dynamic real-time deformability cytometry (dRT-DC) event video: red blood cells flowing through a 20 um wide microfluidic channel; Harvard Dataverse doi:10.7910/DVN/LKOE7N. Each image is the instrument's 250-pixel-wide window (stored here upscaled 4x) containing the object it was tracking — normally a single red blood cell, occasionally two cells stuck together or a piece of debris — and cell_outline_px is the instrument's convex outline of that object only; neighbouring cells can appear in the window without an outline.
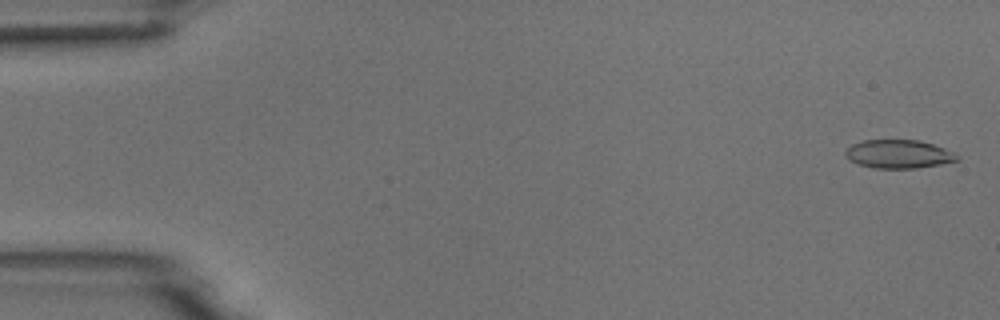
{"species": "common noctule bat (a hibernating species)", "species_latin": "Nyctalus noctula", "temperature_condition": "room temperature", "stored_images_in_passage": 55, "camera_frame_rate_fps": 3000, "um_per_image_px": 0.085, "animal": {"sex": "male", "body_mass_g": 18.8}, "frame": {"image": 1, "passage_image": 2, "time_ms": 0.333, "image_size_px": [1000, 320], "cell_outline_px": [[960, 160], [940, 164], [916, 168], [872, 168], [860, 164], [844, 156], [844, 152], [852, 144], [864, 140], [920, 140], [944, 148], [960, 156]], "centroid_in_image_um": [76.39, 13.09], "position_along_channel_um": 8.6, "area_um2": 18.44}}
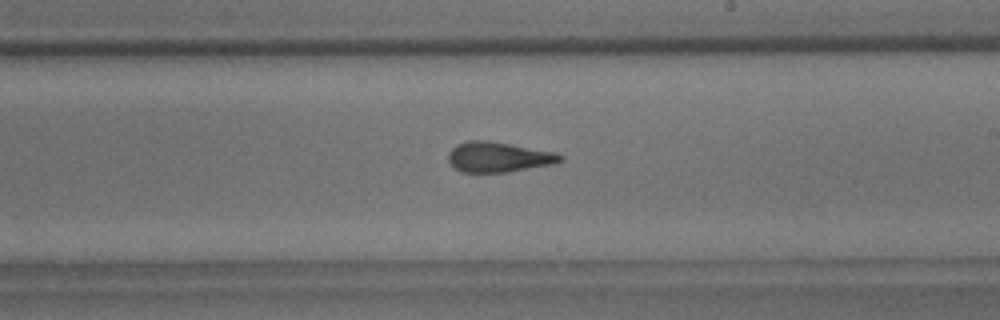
{"frame": {"image": 2, "passage_image": 32, "time_ms": 10.333, "image_size_px": [1000, 320], "cell_outline_px": [[564, 160], [552, 164], [508, 172], [460, 172], [448, 160], [448, 152], [456, 144], [468, 140], [488, 140], [556, 152], [564, 156]], "centroid_in_image_um": [42.37, 13.34], "position_along_channel_um": 246.6, "area_um2": 19.77}}
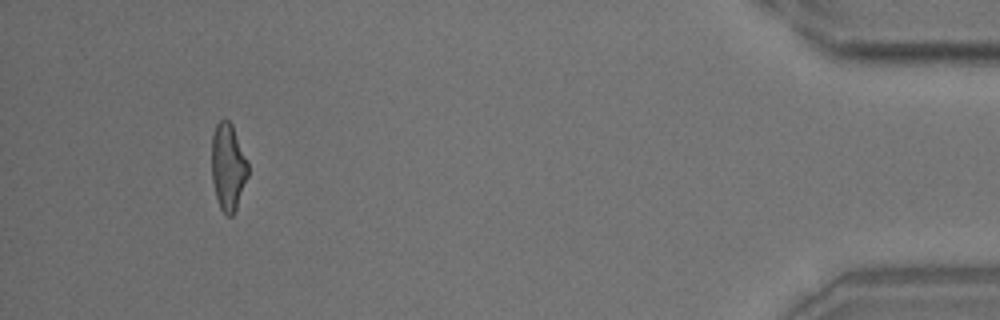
{"frame": {"image": 3, "passage_image": 51, "time_ms": 16.667, "image_size_px": [1000, 320], "cell_outline_px": [[248, 176], [236, 208], [232, 216], [228, 216], [220, 208], [216, 196], [212, 180], [212, 136], [216, 124], [224, 116], [232, 124], [248, 160]], "centroid_in_image_um": [19.39, 14.14], "position_along_channel_um": 415.8, "area_um2": 18.5}, "authors_computed_cell_mechanics": {"area_um2": 19.4208, "velocity_mm_per_s": 3.7349, "shape_relaxation_time_tau1_ms": null, "shape_relaxation_time_tau2_ms": 2.3076, "deformation_change_tau1": null, "deformation_change_tau2": 0.1238}}